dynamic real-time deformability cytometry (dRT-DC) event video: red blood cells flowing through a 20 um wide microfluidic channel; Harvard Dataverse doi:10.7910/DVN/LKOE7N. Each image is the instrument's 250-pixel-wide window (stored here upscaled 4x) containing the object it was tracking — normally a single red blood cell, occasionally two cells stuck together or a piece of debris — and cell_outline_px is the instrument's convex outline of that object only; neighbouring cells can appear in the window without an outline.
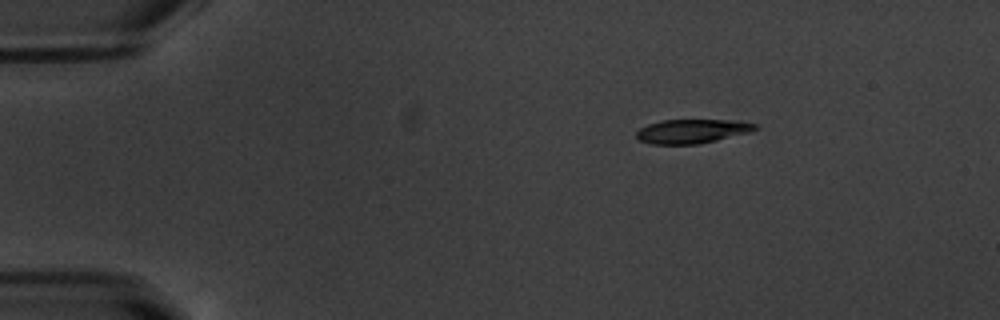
{"species": "common noctule bat (a hibernating species)", "species_latin": "Nyctalus noctula", "temperature_condition": "warm", "stored_images_in_passage": 7, "camera_frame_rate_fps": 3000, "um_per_image_px": 0.085, "animal": {"sex": "male", "body_mass_g": 20.1, "forearm_length_mm": 53.5}, "frame": {"image": 1, "passage_image": 1, "time_ms": 0.0, "image_size_px": [1000, 320], "cell_outline_px": [[760, 128], [748, 132], [716, 140], [696, 144], [652, 144], [640, 140], [636, 136], [636, 132], [640, 128], [648, 124], [660, 120], [740, 120], [760, 124]], "centroid_in_image_um": [58.87, 11.14], "position_along_channel_um": 26.1, "area_um2": 16.7}}